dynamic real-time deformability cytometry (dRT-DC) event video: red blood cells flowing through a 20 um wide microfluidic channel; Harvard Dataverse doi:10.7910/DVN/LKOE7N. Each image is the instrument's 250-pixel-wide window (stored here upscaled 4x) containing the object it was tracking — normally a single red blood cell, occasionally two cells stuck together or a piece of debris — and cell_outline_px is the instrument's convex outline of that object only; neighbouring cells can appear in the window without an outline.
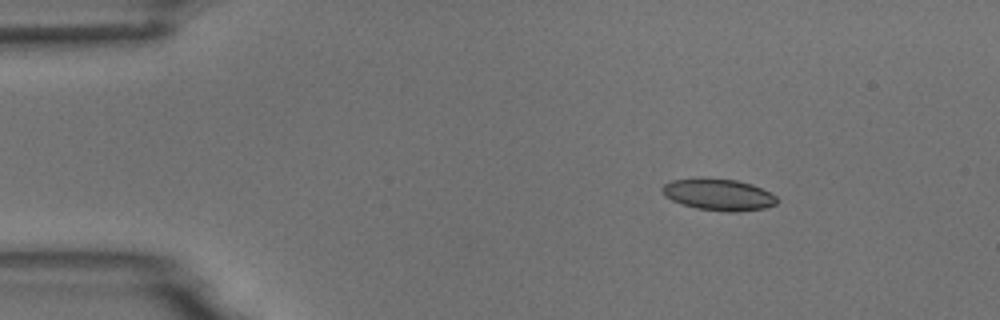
{"species": "common noctule bat (a hibernating species)", "species_latin": "Nyctalus noctula", "temperature_condition": "room temperature", "stored_images_in_passage": 5, "camera_frame_rate_fps": 3000, "um_per_image_px": 0.085, "animal": {"sex": "male", "body_mass_g": 18.8}, "frame": {"image": 1, "passage_image": 2, "time_ms": 1.333, "image_size_px": [1000, 320], "cell_outline_px": [[780, 200], [776, 204], [764, 208], [740, 212], [728, 212], [696, 208], [680, 204], [664, 196], [660, 188], [664, 184], [672, 180], [700, 176], [736, 180], [752, 184], [776, 196]], "centroid_in_image_um": [61.04, 16.52], "position_along_channel_um": 24.0, "area_um2": 21.62}}
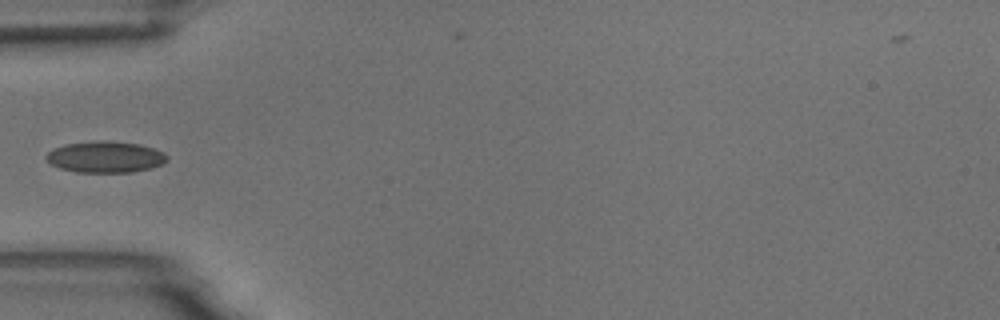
{"frame": {"image": 2, "passage_image": 5, "time_ms": 4.667, "image_size_px": [1000, 320], "cell_outline_px": [[168, 160], [164, 164], [152, 168], [132, 172], [76, 172], [60, 168], [52, 164], [44, 156], [52, 148], [64, 144], [96, 140], [100, 140], [140, 144], [164, 152], [168, 156]], "centroid_in_image_um": [8.97, 13.34], "position_along_channel_um": 76.0, "area_um2": 22.25}}